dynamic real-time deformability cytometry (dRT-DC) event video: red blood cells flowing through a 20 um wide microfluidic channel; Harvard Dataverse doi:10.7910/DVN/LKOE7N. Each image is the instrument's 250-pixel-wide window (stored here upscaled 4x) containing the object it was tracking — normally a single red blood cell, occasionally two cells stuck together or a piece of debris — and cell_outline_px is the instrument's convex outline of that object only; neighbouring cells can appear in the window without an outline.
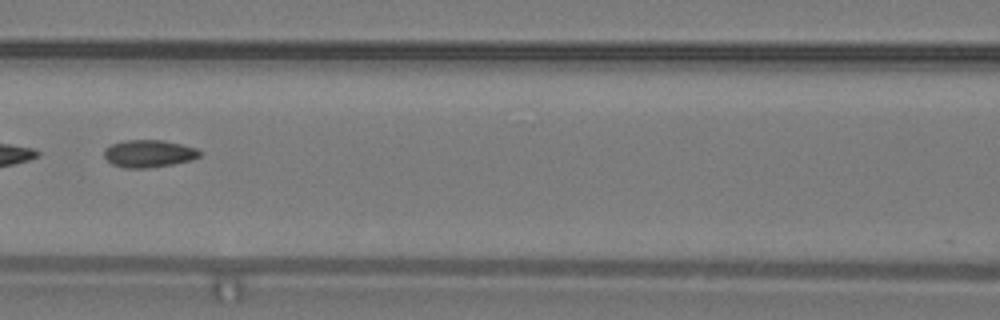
{"species": "common noctule bat (a hibernating species)", "species_latin": "Nyctalus noctula", "temperature_condition": "warm", "stored_images_in_passage": 20, "camera_frame_rate_fps": 3000, "um_per_image_px": 0.085, "animal": {"sex": "male", "body_mass_g": 19.2, "forearm_length_mm": 51.8}, "frame": {"image": 1, "passage_image": 9, "time_ms": 2.667, "image_size_px": [1000, 320], "cell_outline_px": [[200, 156], [192, 160], [172, 164], [148, 168], [124, 168], [112, 164], [104, 156], [104, 148], [112, 144], [124, 140], [160, 140], [180, 144], [196, 148], [200, 152]], "centroid_in_image_um": [12.62, 13.06], "position_along_channel_um": 154.0, "area_um2": 15.2}}
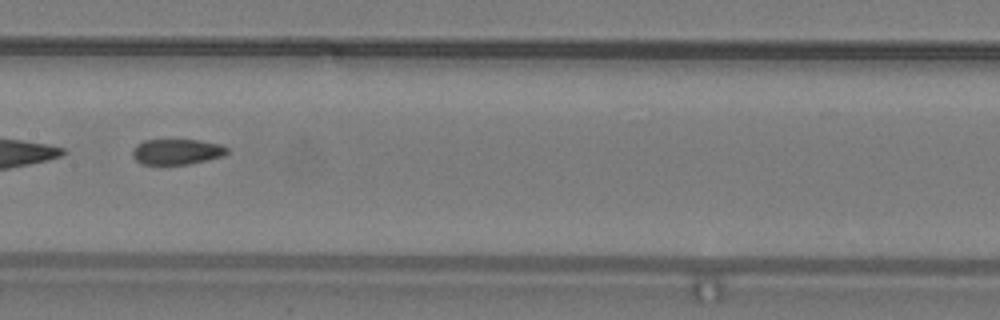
{"frame": {"image": 2, "passage_image": 12, "time_ms": 3.667, "image_size_px": [1000, 320], "cell_outline_px": [[228, 152], [224, 156], [188, 164], [140, 164], [132, 156], [132, 148], [136, 144], [144, 140], [200, 140], [220, 144], [228, 148]], "centroid_in_image_um": [15.01, 12.89], "position_along_channel_um": 192.4, "area_um2": 14.16}}
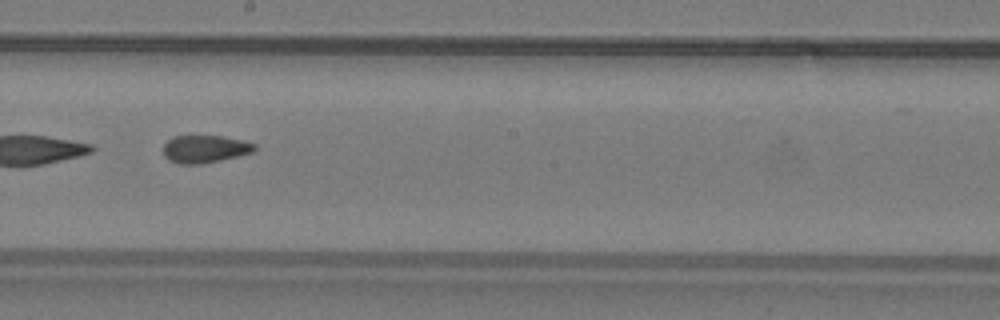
{"frame": {"image": 3, "passage_image": 15, "time_ms": 4.667, "image_size_px": [1000, 320], "cell_outline_px": [[256, 148], [252, 152], [220, 160], [200, 164], [180, 164], [168, 160], [164, 156], [164, 144], [172, 136], [220, 136], [244, 140], [256, 144]], "centroid_in_image_um": [17.4, 12.66], "position_along_channel_um": 230.8, "area_um2": 14.62}}